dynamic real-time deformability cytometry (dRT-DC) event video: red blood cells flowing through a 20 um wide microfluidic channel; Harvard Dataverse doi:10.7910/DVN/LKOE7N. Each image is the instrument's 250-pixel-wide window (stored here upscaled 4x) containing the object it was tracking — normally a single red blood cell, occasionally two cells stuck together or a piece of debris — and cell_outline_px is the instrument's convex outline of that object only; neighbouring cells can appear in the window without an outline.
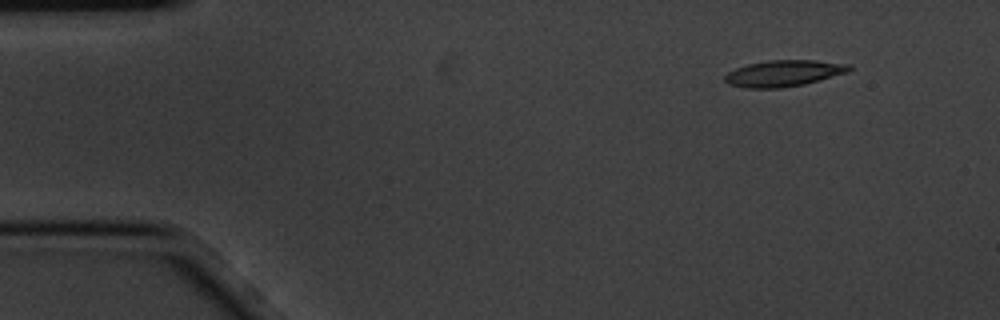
{"species": "common noctule bat (a hibernating species)", "species_latin": "Nyctalus noctula", "temperature_condition": "cold", "stored_images_in_passage": 4, "camera_frame_rate_fps": 3000, "um_per_image_px": 0.085, "animal": {"sex": "male", "body_mass_g": 20.1, "forearm_length_mm": 53.5}, "frame": {"image": 1, "passage_image": 1, "time_ms": 0.0, "image_size_px": [1000, 320], "cell_outline_px": [[852, 68], [848, 72], [820, 80], [804, 84], [780, 88], [744, 88], [728, 84], [724, 80], [724, 76], [728, 72], [736, 68], [748, 64], [768, 60], [816, 60], [852, 64]], "centroid_in_image_um": [66.63, 6.23], "position_along_channel_um": 18.4, "area_um2": 19.19}}
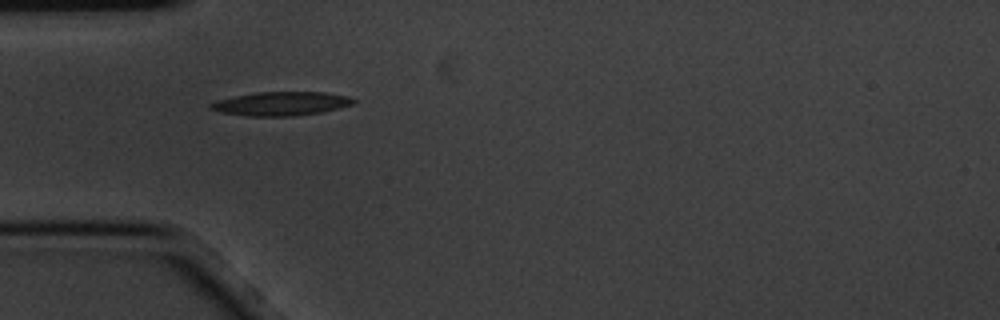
{"frame": {"image": 2, "passage_image": 4, "time_ms": 1.0, "image_size_px": [1000, 320], "cell_outline_px": [[356, 100], [352, 104], [340, 108], [320, 112], [296, 116], [248, 116], [220, 112], [208, 108], [208, 104], [216, 100], [256, 92], [324, 92], [348, 96]], "centroid_in_image_um": [23.87, 8.81], "position_along_channel_um": 61.1, "area_um2": 19.83}}